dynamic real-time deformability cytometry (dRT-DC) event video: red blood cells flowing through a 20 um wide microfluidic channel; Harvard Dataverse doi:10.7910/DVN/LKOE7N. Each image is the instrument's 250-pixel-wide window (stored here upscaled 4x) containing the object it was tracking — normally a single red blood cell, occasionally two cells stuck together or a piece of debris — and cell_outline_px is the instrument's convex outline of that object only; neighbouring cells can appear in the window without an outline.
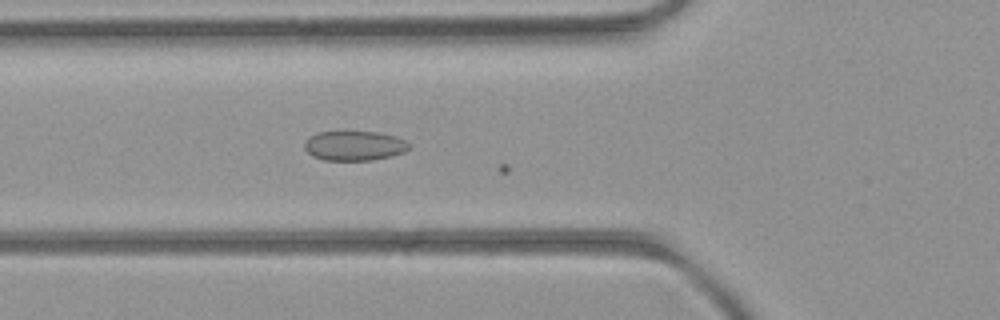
{"species": "common noctule bat (a hibernating species)", "species_latin": "Nyctalus noctula", "temperature_condition": "room temperature", "stored_images_in_passage": 13, "camera_frame_rate_fps": 3000, "um_per_image_px": 0.085, "animal": {"sex": "female", "body_mass_g": 21.9}, "frame": {"image": 1, "passage_image": 11, "time_ms": 3.333, "image_size_px": [1000, 320], "cell_outline_px": [[408, 148], [404, 152], [392, 156], [372, 160], [324, 160], [312, 156], [304, 148], [304, 144], [308, 136], [320, 132], [376, 132], [396, 136], [404, 140], [408, 144]], "centroid_in_image_um": [30.09, 12.39], "position_along_channel_um": 95.7, "area_um2": 17.98}}